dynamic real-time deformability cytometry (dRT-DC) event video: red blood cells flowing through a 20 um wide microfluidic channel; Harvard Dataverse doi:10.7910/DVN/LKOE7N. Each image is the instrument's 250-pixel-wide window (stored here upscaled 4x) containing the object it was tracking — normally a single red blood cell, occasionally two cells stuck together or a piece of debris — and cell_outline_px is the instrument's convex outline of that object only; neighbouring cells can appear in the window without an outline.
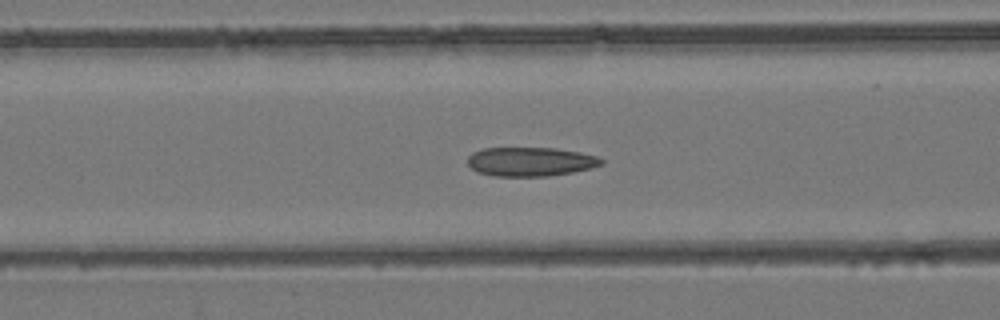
{"species": "common noctule bat (a hibernating species)", "species_latin": "Nyctalus noctula", "temperature_condition": "room temperature", "stored_images_in_passage": 53, "camera_frame_rate_fps": 3000, "um_per_image_px": 0.085, "animal": {"sex": "female", "body_mass_g": 24.6, "forearm_length_mm": 56.2}, "frame": {"image": 1, "passage_image": 22, "time_ms": 7.0, "image_size_px": [1000, 320], "cell_outline_px": [[604, 164], [592, 168], [572, 172], [548, 176], [496, 176], [476, 172], [468, 164], [468, 156], [472, 152], [484, 148], [556, 148], [580, 152], [596, 156], [604, 160]], "centroid_in_image_um": [45.1, 13.74], "position_along_channel_um": 121.5, "area_um2": 22.72}}
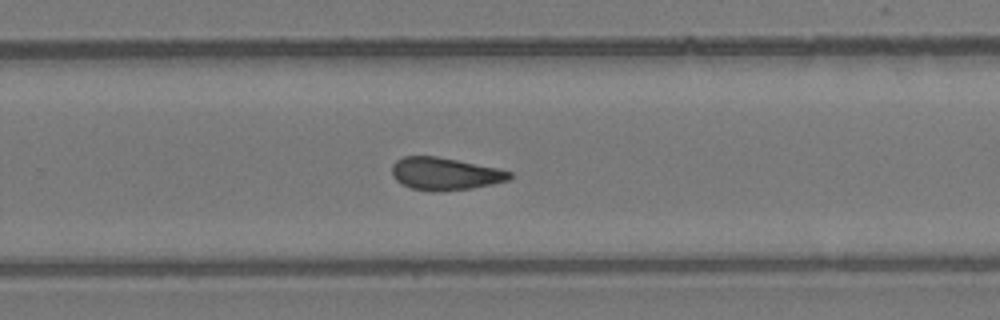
{"frame": {"image": 2, "passage_image": 35, "time_ms": 11.333, "image_size_px": [1000, 320], "cell_outline_px": [[512, 176], [508, 180], [492, 184], [472, 188], [440, 192], [432, 192], [412, 188], [400, 184], [392, 176], [392, 164], [396, 160], [404, 156], [436, 156], [500, 168], [512, 172]], "centroid_in_image_um": [37.81, 14.77], "position_along_channel_um": 292.0, "area_um2": 22.54}}
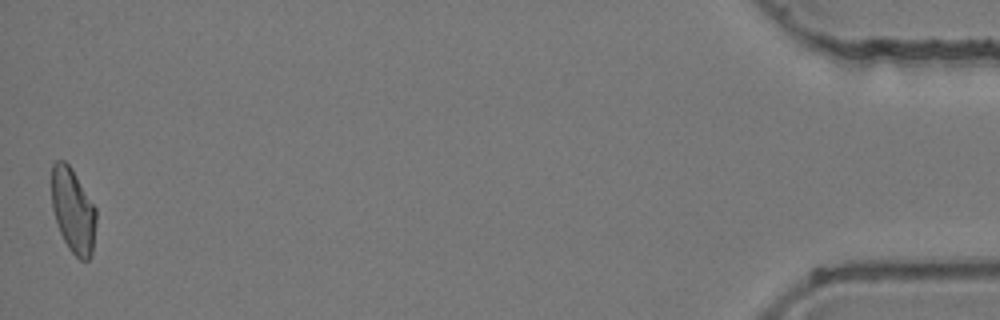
{"frame": {"image": 3, "passage_image": 53, "time_ms": 17.333, "image_size_px": [1000, 320], "cell_outline_px": [[96, 220], [92, 256], [88, 260], [80, 260], [68, 248], [60, 232], [52, 208], [52, 164], [56, 160], [64, 160], [72, 168], [96, 208]], "centroid_in_image_um": [6.22, 17.9], "position_along_channel_um": 429.0, "area_um2": 21.96}, "authors_computed_cell_mechanics": {"area_um2": 22.9466, "velocity_mm_per_s": 3.9313, "shape_relaxation_time_tau1_ms": null, "shape_relaxation_time_tau2_ms": 3.7187, "deformation_change_tau1": null, "deformation_change_tau2": 0.1088}}